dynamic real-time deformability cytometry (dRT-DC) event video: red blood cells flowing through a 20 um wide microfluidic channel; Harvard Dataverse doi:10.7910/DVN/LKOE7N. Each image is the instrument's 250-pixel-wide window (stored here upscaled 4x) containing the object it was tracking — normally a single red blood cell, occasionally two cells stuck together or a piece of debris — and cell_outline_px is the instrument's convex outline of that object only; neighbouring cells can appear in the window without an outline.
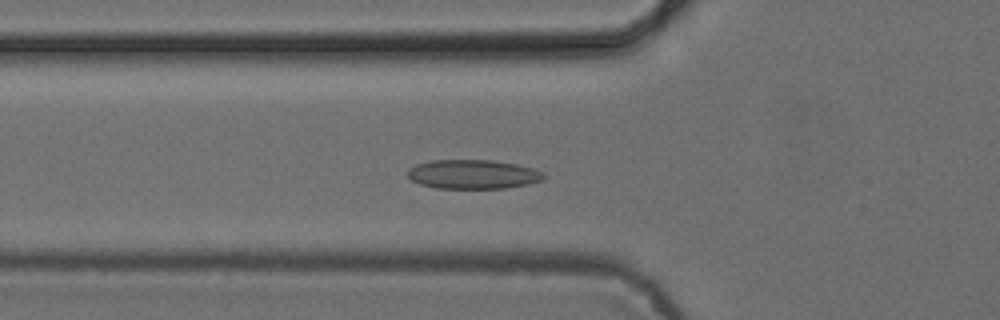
{"species": "common noctule bat (a hibernating species)", "species_latin": "Nyctalus noctula", "temperature_condition": "cold", "stored_images_in_passage": 53, "camera_frame_rate_fps": 3000, "um_per_image_px": 0.085, "animal": {"sex": "female", "body_mass_g": 24.6, "forearm_length_mm": 56.2}, "frame": {"image": 1, "passage_image": 18, "time_ms": 5.667, "image_size_px": [1000, 320], "cell_outline_px": [[544, 180], [528, 184], [504, 188], [436, 188], [420, 184], [412, 180], [408, 176], [408, 168], [416, 164], [432, 160], [492, 160], [516, 164], [536, 168], [544, 172]], "centroid_in_image_um": [40.23, 14.81], "position_along_channel_um": 85.6, "area_um2": 23.24}}
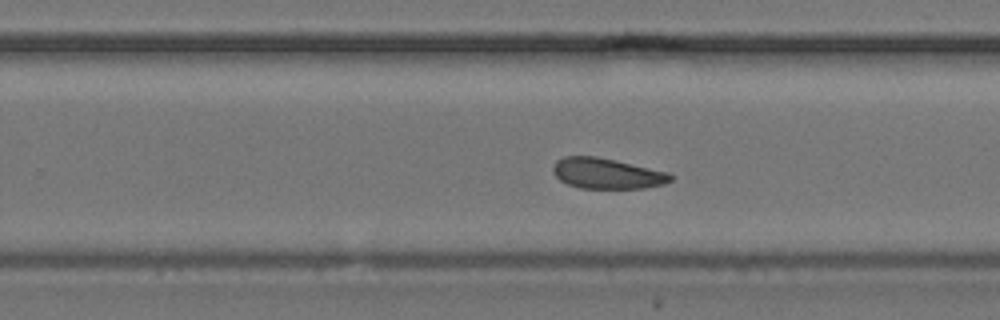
{"frame": {"image": 2, "passage_image": 33, "time_ms": 10.667, "image_size_px": [1000, 320], "cell_outline_px": [[676, 176], [672, 180], [664, 184], [644, 188], [580, 188], [568, 184], [560, 180], [552, 172], [552, 168], [556, 160], [564, 156], [596, 156], [616, 160], [668, 172]], "centroid_in_image_um": [51.6, 14.74], "position_along_channel_um": 278.2, "area_um2": 21.1}}
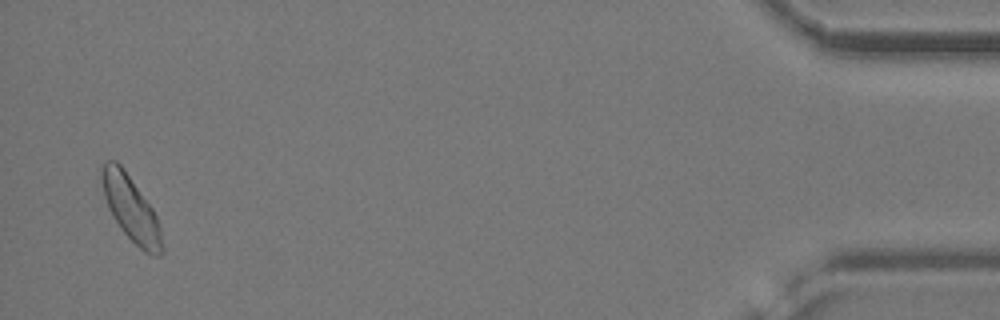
{"frame": {"image": 3, "passage_image": 51, "time_ms": 16.667, "image_size_px": [1000, 320], "cell_outline_px": [[164, 252], [160, 256], [156, 256], [144, 252], [120, 228], [112, 216], [108, 208], [104, 196], [100, 180], [100, 168], [104, 160], [116, 160], [120, 164], [152, 208], [160, 224], [164, 248]], "centroid_in_image_um": [11.12, 17.73], "position_along_channel_um": 424.1, "area_um2": 23.0}, "authors_computed_cell_mechanics": {"area_um2": 21.964, "velocity_mm_per_s": 3.8377, "shape_relaxation_time_tau1_ms": 8.9777, "shape_relaxation_time_tau2_ms": 8.0403, "deformation_change_tau1": 0.1003, "deformation_change_tau2": 0.1444}}